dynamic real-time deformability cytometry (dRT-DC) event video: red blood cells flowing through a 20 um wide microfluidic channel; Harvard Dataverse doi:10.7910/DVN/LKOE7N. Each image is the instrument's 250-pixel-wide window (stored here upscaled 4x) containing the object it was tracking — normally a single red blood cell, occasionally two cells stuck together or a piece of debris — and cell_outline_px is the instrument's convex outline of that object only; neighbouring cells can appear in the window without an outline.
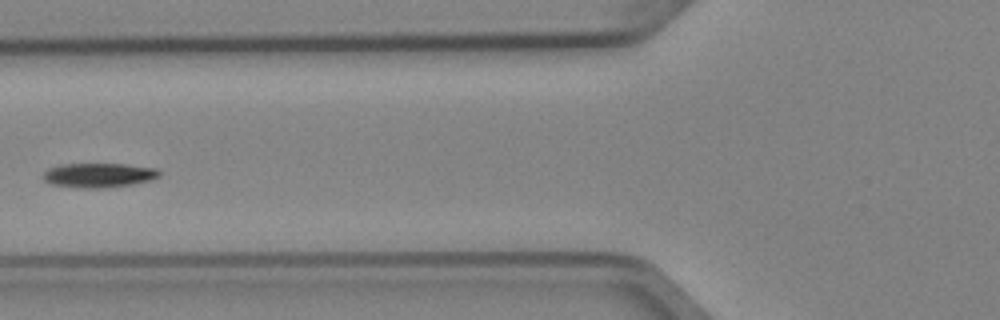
{"species": "Egyptian fruit bat (a non-hibernating species)", "species_latin": "Rousettus aegyptiacus", "temperature_condition": "cold", "stored_images_in_passage": 6, "camera_frame_rate_fps": 3000, "um_per_image_px": 0.085, "animal": {"sex": "female"}, "frame": {"image": 1, "passage_image": 6, "time_ms": 1.667, "image_size_px": [1000, 320], "cell_outline_px": [[160, 176], [152, 180], [132, 184], [104, 188], [88, 188], [52, 184], [44, 180], [44, 172], [48, 168], [60, 164], [124, 164], [156, 168], [160, 172]], "centroid_in_image_um": [8.42, 14.88], "position_along_channel_um": 117.4, "area_um2": 16.42}}